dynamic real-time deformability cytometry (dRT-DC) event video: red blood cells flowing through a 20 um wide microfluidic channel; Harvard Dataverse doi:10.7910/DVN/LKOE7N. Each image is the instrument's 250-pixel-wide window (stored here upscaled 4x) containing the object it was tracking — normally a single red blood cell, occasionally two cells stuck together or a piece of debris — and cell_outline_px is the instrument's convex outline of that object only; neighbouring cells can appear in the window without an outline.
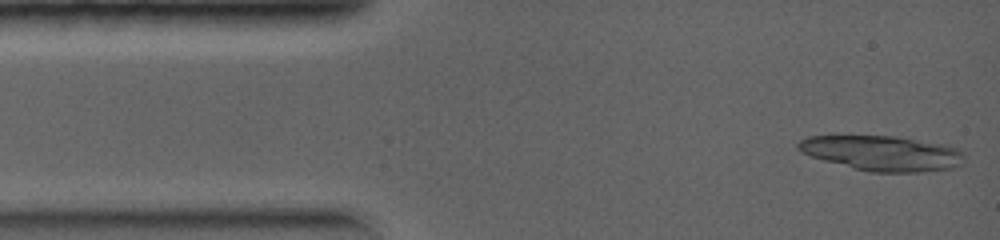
{"species": "common noctule bat (a hibernating species)", "species_latin": "Nyctalus noctula", "temperature_condition": "warm", "stored_images_in_passage": 4, "camera_frame_rate_fps": 5000, "um_per_image_px": 0.085, "animal": {"sex": "female", "body_mass_g": 19.0, "forearm_length_mm": 56.7}, "frame": {"image": 1, "passage_image": 1, "time_ms": 0.0, "image_size_px": [1000, 240], "cell_outline_px": [[964, 160], [960, 164], [952, 168], [920, 172], [872, 172], [824, 160], [800, 152], [796, 148], [796, 144], [800, 140], [808, 136], [896, 136], [948, 144], [964, 152]], "centroid_in_image_um": [75.02, 13.01], "position_along_channel_um": 10.0, "area_um2": 33.93}}